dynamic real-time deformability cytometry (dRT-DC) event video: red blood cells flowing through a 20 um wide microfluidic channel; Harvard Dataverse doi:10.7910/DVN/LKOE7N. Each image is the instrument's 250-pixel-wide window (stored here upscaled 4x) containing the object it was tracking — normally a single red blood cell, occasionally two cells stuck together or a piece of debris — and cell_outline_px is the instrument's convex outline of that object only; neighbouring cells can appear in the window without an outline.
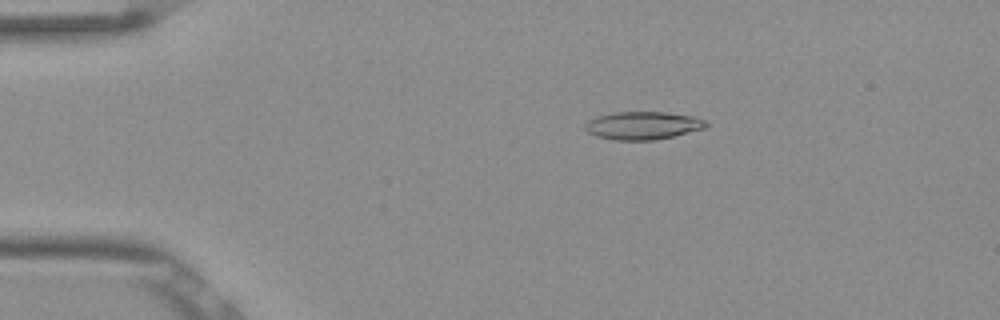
{"species": "Egyptian fruit bat (a non-hibernating species)", "species_latin": "Rousettus aegyptiacus", "temperature_condition": "room temperature", "stored_images_in_passage": 53, "camera_frame_rate_fps": 3000, "um_per_image_px": 0.085, "frame": {"image": 1, "passage_image": 10, "time_ms": 3.0, "image_size_px": [1000, 320], "cell_outline_px": [[708, 124], [704, 128], [656, 140], [616, 140], [596, 136], [588, 132], [584, 128], [584, 124], [588, 120], [596, 116], [612, 112], [664, 112], [696, 116], [704, 120]], "centroid_in_image_um": [54.6, 10.66], "position_along_channel_um": 30.4, "area_um2": 19.71}}
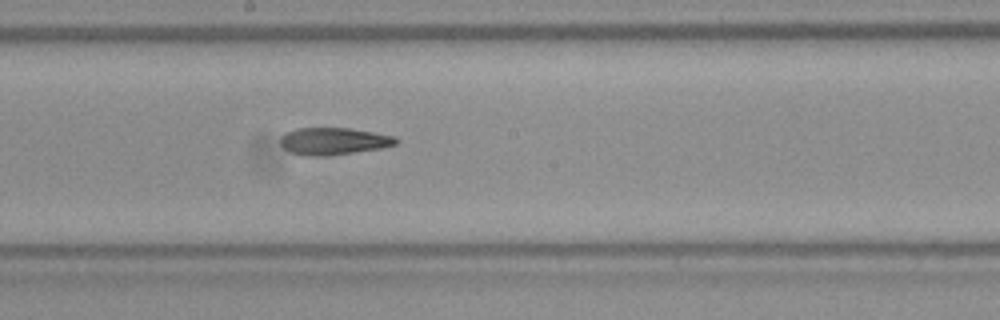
{"frame": {"image": 2, "passage_image": 29, "time_ms": 9.333, "image_size_px": [1000, 320], "cell_outline_px": [[400, 140], [396, 144], [380, 148], [328, 156], [304, 156], [288, 152], [280, 144], [280, 136], [284, 132], [296, 128], [348, 128], [396, 136]], "centroid_in_image_um": [28.3, 12.0], "position_along_channel_um": 219.9, "area_um2": 18.5}}
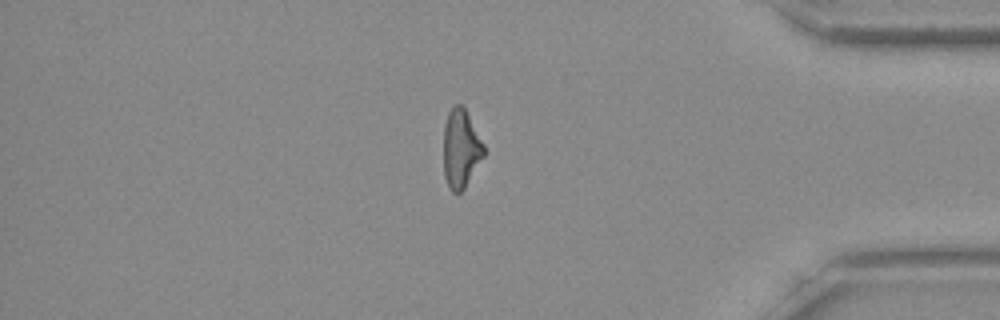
{"frame": {"image": 3, "passage_image": 45, "time_ms": 14.667, "image_size_px": [1000, 320], "cell_outline_px": [[484, 156], [464, 188], [460, 192], [452, 192], [448, 188], [444, 176], [444, 124], [448, 112], [456, 104], [460, 104], [464, 108], [484, 144]], "centroid_in_image_um": [39.16, 12.65], "position_along_channel_um": 396.0, "area_um2": 18.26}, "authors_computed_cell_mechanics": {"area_um2": 19.1896, "velocity_mm_per_s": 3.8566, "shape_relaxation_time_tau1_ms": null, "shape_relaxation_time_tau2_ms": 5.8585, "deformation_change_tau1": null, "deformation_change_tau2": 0.1683}}